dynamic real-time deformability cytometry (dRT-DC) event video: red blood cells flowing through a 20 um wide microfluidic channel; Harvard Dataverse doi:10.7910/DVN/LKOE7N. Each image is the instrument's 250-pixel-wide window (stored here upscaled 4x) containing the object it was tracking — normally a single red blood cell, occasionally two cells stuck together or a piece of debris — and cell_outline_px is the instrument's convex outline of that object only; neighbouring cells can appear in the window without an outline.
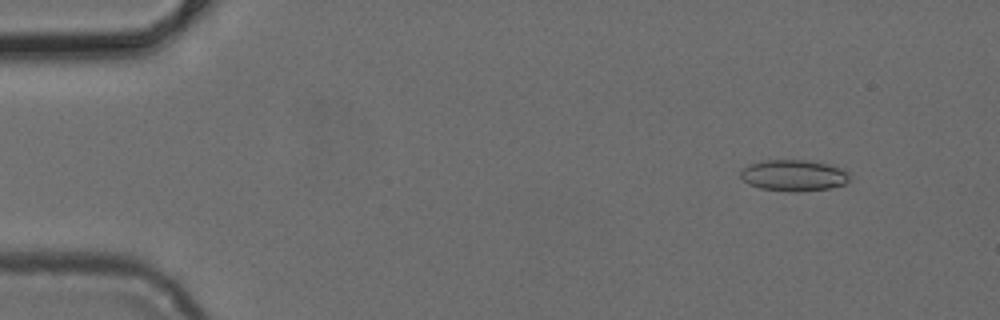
{"species": "common noctule bat (a hibernating species)", "species_latin": "Nyctalus noctula", "temperature_condition": "cold", "stored_images_in_passage": 46, "camera_frame_rate_fps": 3000, "um_per_image_px": 0.085, "animal": {"sex": "female", "body_mass_g": 24.6, "forearm_length_mm": 56.2}, "frame": {"image": 1, "passage_image": 2, "time_ms": 0.333, "image_size_px": [1000, 320], "cell_outline_px": [[848, 180], [844, 184], [832, 188], [796, 192], [792, 192], [760, 188], [748, 184], [740, 176], [740, 172], [748, 164], [764, 160], [808, 160], [828, 164], [840, 168], [848, 172]], "centroid_in_image_um": [67.45, 14.91], "position_along_channel_um": 17.6, "area_um2": 19.88}}
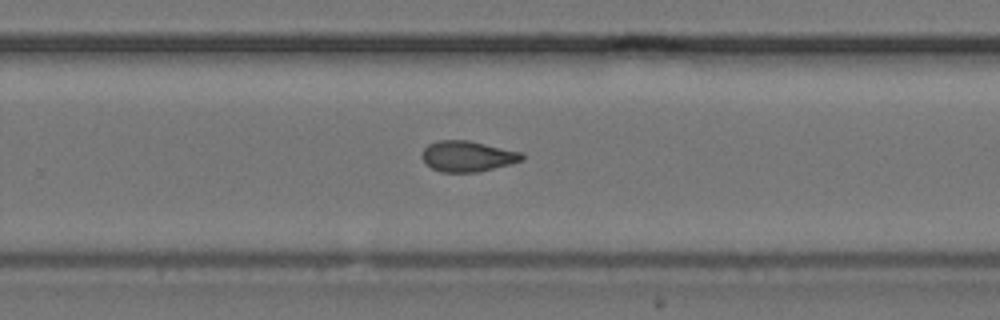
{"frame": {"image": 2, "passage_image": 29, "time_ms": 9.333, "image_size_px": [1000, 320], "cell_outline_px": [[524, 160], [512, 164], [480, 172], [440, 172], [432, 168], [420, 156], [424, 148], [428, 144], [436, 140], [468, 140], [520, 152], [524, 156]], "centroid_in_image_um": [39.74, 13.29], "position_along_channel_um": 290.1, "area_um2": 17.98}}
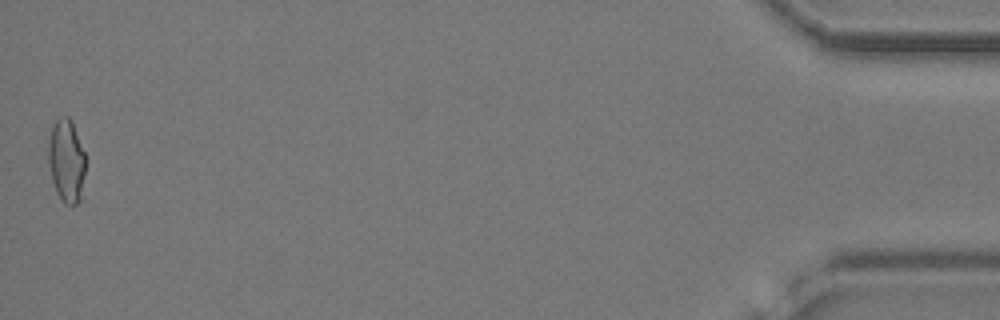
{"frame": {"image": 3, "passage_image": 46, "time_ms": 15.0, "image_size_px": [1000, 320], "cell_outline_px": [[84, 200], [76, 204], [64, 204], [56, 192], [52, 180], [48, 164], [48, 140], [52, 124], [60, 116], [68, 116], [72, 120], [84, 152]], "centroid_in_image_um": [5.65, 13.7], "position_along_channel_um": 429.6, "area_um2": 18.5}}